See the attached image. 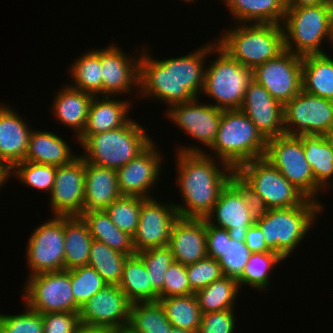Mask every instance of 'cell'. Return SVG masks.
I'll return each instance as SVG.
<instances>
[{
  "label": "cell",
  "mask_w": 333,
  "mask_h": 333,
  "mask_svg": "<svg viewBox=\"0 0 333 333\" xmlns=\"http://www.w3.org/2000/svg\"><path fill=\"white\" fill-rule=\"evenodd\" d=\"M145 50L149 49L143 45L140 56L139 97L156 99L160 103L162 101L168 108L195 98L202 100L199 95L204 86V62L210 54H216L215 43H206L185 56L162 60L155 59Z\"/></svg>",
  "instance_id": "1"
},
{
  "label": "cell",
  "mask_w": 333,
  "mask_h": 333,
  "mask_svg": "<svg viewBox=\"0 0 333 333\" xmlns=\"http://www.w3.org/2000/svg\"><path fill=\"white\" fill-rule=\"evenodd\" d=\"M201 148L180 145L175 155L176 184L183 198V205L175 204L179 217L205 219L235 173L224 161L211 157V153Z\"/></svg>",
  "instance_id": "2"
},
{
  "label": "cell",
  "mask_w": 333,
  "mask_h": 333,
  "mask_svg": "<svg viewBox=\"0 0 333 333\" xmlns=\"http://www.w3.org/2000/svg\"><path fill=\"white\" fill-rule=\"evenodd\" d=\"M146 129L130 119L124 126L94 135H81L76 141L84 148L85 162L118 170L144 152L154 141Z\"/></svg>",
  "instance_id": "3"
},
{
  "label": "cell",
  "mask_w": 333,
  "mask_h": 333,
  "mask_svg": "<svg viewBox=\"0 0 333 333\" xmlns=\"http://www.w3.org/2000/svg\"><path fill=\"white\" fill-rule=\"evenodd\" d=\"M217 37V44L252 71L285 50L281 24H236Z\"/></svg>",
  "instance_id": "4"
},
{
  "label": "cell",
  "mask_w": 333,
  "mask_h": 333,
  "mask_svg": "<svg viewBox=\"0 0 333 333\" xmlns=\"http://www.w3.org/2000/svg\"><path fill=\"white\" fill-rule=\"evenodd\" d=\"M268 140L240 109L223 110L211 150L234 170L265 155Z\"/></svg>",
  "instance_id": "5"
},
{
  "label": "cell",
  "mask_w": 333,
  "mask_h": 333,
  "mask_svg": "<svg viewBox=\"0 0 333 333\" xmlns=\"http://www.w3.org/2000/svg\"><path fill=\"white\" fill-rule=\"evenodd\" d=\"M324 207L320 202L307 199L301 206L269 209L256 224L267 247L285 260L307 237Z\"/></svg>",
  "instance_id": "6"
},
{
  "label": "cell",
  "mask_w": 333,
  "mask_h": 333,
  "mask_svg": "<svg viewBox=\"0 0 333 333\" xmlns=\"http://www.w3.org/2000/svg\"><path fill=\"white\" fill-rule=\"evenodd\" d=\"M281 25L285 50L294 54H325L322 44L333 46V4L286 8Z\"/></svg>",
  "instance_id": "7"
},
{
  "label": "cell",
  "mask_w": 333,
  "mask_h": 333,
  "mask_svg": "<svg viewBox=\"0 0 333 333\" xmlns=\"http://www.w3.org/2000/svg\"><path fill=\"white\" fill-rule=\"evenodd\" d=\"M214 42L217 57L206 66L201 94L216 101L212 105L222 110L240 109L253 72Z\"/></svg>",
  "instance_id": "8"
},
{
  "label": "cell",
  "mask_w": 333,
  "mask_h": 333,
  "mask_svg": "<svg viewBox=\"0 0 333 333\" xmlns=\"http://www.w3.org/2000/svg\"><path fill=\"white\" fill-rule=\"evenodd\" d=\"M264 158L300 190L308 199L320 202L324 191L316 182L305 158L302 136L283 134L268 139Z\"/></svg>",
  "instance_id": "9"
},
{
  "label": "cell",
  "mask_w": 333,
  "mask_h": 333,
  "mask_svg": "<svg viewBox=\"0 0 333 333\" xmlns=\"http://www.w3.org/2000/svg\"><path fill=\"white\" fill-rule=\"evenodd\" d=\"M235 173L269 209L301 206L308 199L264 157L242 164Z\"/></svg>",
  "instance_id": "10"
},
{
  "label": "cell",
  "mask_w": 333,
  "mask_h": 333,
  "mask_svg": "<svg viewBox=\"0 0 333 333\" xmlns=\"http://www.w3.org/2000/svg\"><path fill=\"white\" fill-rule=\"evenodd\" d=\"M332 128V100L302 90L284 105L285 134L327 136Z\"/></svg>",
  "instance_id": "11"
},
{
  "label": "cell",
  "mask_w": 333,
  "mask_h": 333,
  "mask_svg": "<svg viewBox=\"0 0 333 333\" xmlns=\"http://www.w3.org/2000/svg\"><path fill=\"white\" fill-rule=\"evenodd\" d=\"M27 278L22 297L29 308L41 314L75 312L69 270L39 273Z\"/></svg>",
  "instance_id": "12"
},
{
  "label": "cell",
  "mask_w": 333,
  "mask_h": 333,
  "mask_svg": "<svg viewBox=\"0 0 333 333\" xmlns=\"http://www.w3.org/2000/svg\"><path fill=\"white\" fill-rule=\"evenodd\" d=\"M64 216L53 215L30 235L26 246L29 276L65 270Z\"/></svg>",
  "instance_id": "13"
},
{
  "label": "cell",
  "mask_w": 333,
  "mask_h": 333,
  "mask_svg": "<svg viewBox=\"0 0 333 333\" xmlns=\"http://www.w3.org/2000/svg\"><path fill=\"white\" fill-rule=\"evenodd\" d=\"M261 84L283 106L302 91V56L284 50L253 71Z\"/></svg>",
  "instance_id": "14"
},
{
  "label": "cell",
  "mask_w": 333,
  "mask_h": 333,
  "mask_svg": "<svg viewBox=\"0 0 333 333\" xmlns=\"http://www.w3.org/2000/svg\"><path fill=\"white\" fill-rule=\"evenodd\" d=\"M139 217L136 232L132 237L136 253L168 246L171 229L179 217L175 204L146 198L141 204Z\"/></svg>",
  "instance_id": "15"
},
{
  "label": "cell",
  "mask_w": 333,
  "mask_h": 333,
  "mask_svg": "<svg viewBox=\"0 0 333 333\" xmlns=\"http://www.w3.org/2000/svg\"><path fill=\"white\" fill-rule=\"evenodd\" d=\"M131 304L118 285H106L81 306L80 323L110 331L127 327Z\"/></svg>",
  "instance_id": "16"
},
{
  "label": "cell",
  "mask_w": 333,
  "mask_h": 333,
  "mask_svg": "<svg viewBox=\"0 0 333 333\" xmlns=\"http://www.w3.org/2000/svg\"><path fill=\"white\" fill-rule=\"evenodd\" d=\"M118 45L110 44L100 48L102 96L116 97L125 93L128 95V92L131 94L133 90L139 95L141 53H134L129 57Z\"/></svg>",
  "instance_id": "17"
},
{
  "label": "cell",
  "mask_w": 333,
  "mask_h": 333,
  "mask_svg": "<svg viewBox=\"0 0 333 333\" xmlns=\"http://www.w3.org/2000/svg\"><path fill=\"white\" fill-rule=\"evenodd\" d=\"M166 119L185 131L195 141L210 149L216 139L223 110L212 104L201 103L198 98L176 104L165 110ZM208 147V148H207Z\"/></svg>",
  "instance_id": "18"
},
{
  "label": "cell",
  "mask_w": 333,
  "mask_h": 333,
  "mask_svg": "<svg viewBox=\"0 0 333 333\" xmlns=\"http://www.w3.org/2000/svg\"><path fill=\"white\" fill-rule=\"evenodd\" d=\"M85 161L78 156L71 163L56 167L55 181L49 194L51 212L58 216L83 213Z\"/></svg>",
  "instance_id": "19"
},
{
  "label": "cell",
  "mask_w": 333,
  "mask_h": 333,
  "mask_svg": "<svg viewBox=\"0 0 333 333\" xmlns=\"http://www.w3.org/2000/svg\"><path fill=\"white\" fill-rule=\"evenodd\" d=\"M156 145L153 142L139 156L116 170L118 186L122 196L153 198L150 191L159 181L162 163L164 162L162 159L164 156H162L160 150H157Z\"/></svg>",
  "instance_id": "20"
},
{
  "label": "cell",
  "mask_w": 333,
  "mask_h": 333,
  "mask_svg": "<svg viewBox=\"0 0 333 333\" xmlns=\"http://www.w3.org/2000/svg\"><path fill=\"white\" fill-rule=\"evenodd\" d=\"M240 110L267 140L285 134L284 106L255 80L250 82Z\"/></svg>",
  "instance_id": "21"
},
{
  "label": "cell",
  "mask_w": 333,
  "mask_h": 333,
  "mask_svg": "<svg viewBox=\"0 0 333 333\" xmlns=\"http://www.w3.org/2000/svg\"><path fill=\"white\" fill-rule=\"evenodd\" d=\"M241 192L229 181L205 220L228 230L231 239L244 242L248 228L254 224Z\"/></svg>",
  "instance_id": "22"
},
{
  "label": "cell",
  "mask_w": 333,
  "mask_h": 333,
  "mask_svg": "<svg viewBox=\"0 0 333 333\" xmlns=\"http://www.w3.org/2000/svg\"><path fill=\"white\" fill-rule=\"evenodd\" d=\"M168 247L171 249L174 261L183 265L207 257L206 220L178 217L171 229Z\"/></svg>",
  "instance_id": "23"
},
{
  "label": "cell",
  "mask_w": 333,
  "mask_h": 333,
  "mask_svg": "<svg viewBox=\"0 0 333 333\" xmlns=\"http://www.w3.org/2000/svg\"><path fill=\"white\" fill-rule=\"evenodd\" d=\"M207 256L218 260L224 276L238 280L248 263L251 251L244 242L231 239L228 230L206 221Z\"/></svg>",
  "instance_id": "24"
},
{
  "label": "cell",
  "mask_w": 333,
  "mask_h": 333,
  "mask_svg": "<svg viewBox=\"0 0 333 333\" xmlns=\"http://www.w3.org/2000/svg\"><path fill=\"white\" fill-rule=\"evenodd\" d=\"M7 104H0V161L13 168L24 161L32 129L25 118Z\"/></svg>",
  "instance_id": "25"
},
{
  "label": "cell",
  "mask_w": 333,
  "mask_h": 333,
  "mask_svg": "<svg viewBox=\"0 0 333 333\" xmlns=\"http://www.w3.org/2000/svg\"><path fill=\"white\" fill-rule=\"evenodd\" d=\"M121 196L115 169L85 162L83 212L105 210Z\"/></svg>",
  "instance_id": "26"
},
{
  "label": "cell",
  "mask_w": 333,
  "mask_h": 333,
  "mask_svg": "<svg viewBox=\"0 0 333 333\" xmlns=\"http://www.w3.org/2000/svg\"><path fill=\"white\" fill-rule=\"evenodd\" d=\"M61 87L63 89L60 88L54 97L52 115L61 125L73 129L76 133L75 139H78L86 127L89 106L94 95L73 88L68 83Z\"/></svg>",
  "instance_id": "27"
},
{
  "label": "cell",
  "mask_w": 333,
  "mask_h": 333,
  "mask_svg": "<svg viewBox=\"0 0 333 333\" xmlns=\"http://www.w3.org/2000/svg\"><path fill=\"white\" fill-rule=\"evenodd\" d=\"M94 96L91 100L86 127L82 135H94L124 126L129 120L132 104L110 96Z\"/></svg>",
  "instance_id": "28"
},
{
  "label": "cell",
  "mask_w": 333,
  "mask_h": 333,
  "mask_svg": "<svg viewBox=\"0 0 333 333\" xmlns=\"http://www.w3.org/2000/svg\"><path fill=\"white\" fill-rule=\"evenodd\" d=\"M78 156L59 135L32 129L24 161L59 167L71 163Z\"/></svg>",
  "instance_id": "29"
},
{
  "label": "cell",
  "mask_w": 333,
  "mask_h": 333,
  "mask_svg": "<svg viewBox=\"0 0 333 333\" xmlns=\"http://www.w3.org/2000/svg\"><path fill=\"white\" fill-rule=\"evenodd\" d=\"M223 5L235 24H282L286 14L285 0H225Z\"/></svg>",
  "instance_id": "30"
},
{
  "label": "cell",
  "mask_w": 333,
  "mask_h": 333,
  "mask_svg": "<svg viewBox=\"0 0 333 333\" xmlns=\"http://www.w3.org/2000/svg\"><path fill=\"white\" fill-rule=\"evenodd\" d=\"M302 90L333 101V58L330 55L302 56Z\"/></svg>",
  "instance_id": "31"
},
{
  "label": "cell",
  "mask_w": 333,
  "mask_h": 333,
  "mask_svg": "<svg viewBox=\"0 0 333 333\" xmlns=\"http://www.w3.org/2000/svg\"><path fill=\"white\" fill-rule=\"evenodd\" d=\"M65 270L88 265L93 238L81 216H64Z\"/></svg>",
  "instance_id": "32"
},
{
  "label": "cell",
  "mask_w": 333,
  "mask_h": 333,
  "mask_svg": "<svg viewBox=\"0 0 333 333\" xmlns=\"http://www.w3.org/2000/svg\"><path fill=\"white\" fill-rule=\"evenodd\" d=\"M118 286L131 303L159 300V294L152 288L148 270L137 253L126 259Z\"/></svg>",
  "instance_id": "33"
},
{
  "label": "cell",
  "mask_w": 333,
  "mask_h": 333,
  "mask_svg": "<svg viewBox=\"0 0 333 333\" xmlns=\"http://www.w3.org/2000/svg\"><path fill=\"white\" fill-rule=\"evenodd\" d=\"M87 223L93 240L103 242L110 248L125 255H134L132 236L121 231L108 216L105 210L88 211L80 215Z\"/></svg>",
  "instance_id": "34"
},
{
  "label": "cell",
  "mask_w": 333,
  "mask_h": 333,
  "mask_svg": "<svg viewBox=\"0 0 333 333\" xmlns=\"http://www.w3.org/2000/svg\"><path fill=\"white\" fill-rule=\"evenodd\" d=\"M305 158L315 182L324 190L333 184V145L327 136H302ZM332 183V184H331Z\"/></svg>",
  "instance_id": "35"
},
{
  "label": "cell",
  "mask_w": 333,
  "mask_h": 333,
  "mask_svg": "<svg viewBox=\"0 0 333 333\" xmlns=\"http://www.w3.org/2000/svg\"><path fill=\"white\" fill-rule=\"evenodd\" d=\"M70 75L74 80L69 84L73 88L88 92L94 96H102V69L100 49L87 50L85 54L76 58L70 67Z\"/></svg>",
  "instance_id": "36"
},
{
  "label": "cell",
  "mask_w": 333,
  "mask_h": 333,
  "mask_svg": "<svg viewBox=\"0 0 333 333\" xmlns=\"http://www.w3.org/2000/svg\"><path fill=\"white\" fill-rule=\"evenodd\" d=\"M239 290L238 281L235 278L223 276L194 294L204 314L235 308Z\"/></svg>",
  "instance_id": "37"
},
{
  "label": "cell",
  "mask_w": 333,
  "mask_h": 333,
  "mask_svg": "<svg viewBox=\"0 0 333 333\" xmlns=\"http://www.w3.org/2000/svg\"><path fill=\"white\" fill-rule=\"evenodd\" d=\"M172 326L198 332L202 312L195 294L165 297L158 300Z\"/></svg>",
  "instance_id": "38"
},
{
  "label": "cell",
  "mask_w": 333,
  "mask_h": 333,
  "mask_svg": "<svg viewBox=\"0 0 333 333\" xmlns=\"http://www.w3.org/2000/svg\"><path fill=\"white\" fill-rule=\"evenodd\" d=\"M136 333H169L172 324L159 301L132 303L129 325Z\"/></svg>",
  "instance_id": "39"
},
{
  "label": "cell",
  "mask_w": 333,
  "mask_h": 333,
  "mask_svg": "<svg viewBox=\"0 0 333 333\" xmlns=\"http://www.w3.org/2000/svg\"><path fill=\"white\" fill-rule=\"evenodd\" d=\"M128 256L103 242L93 240L88 265L92 266L108 285H119Z\"/></svg>",
  "instance_id": "40"
},
{
  "label": "cell",
  "mask_w": 333,
  "mask_h": 333,
  "mask_svg": "<svg viewBox=\"0 0 333 333\" xmlns=\"http://www.w3.org/2000/svg\"><path fill=\"white\" fill-rule=\"evenodd\" d=\"M285 261L276 252L252 253L248 263L237 280L239 288L244 286L252 287L258 291H265L269 288L271 271Z\"/></svg>",
  "instance_id": "41"
},
{
  "label": "cell",
  "mask_w": 333,
  "mask_h": 333,
  "mask_svg": "<svg viewBox=\"0 0 333 333\" xmlns=\"http://www.w3.org/2000/svg\"><path fill=\"white\" fill-rule=\"evenodd\" d=\"M69 274L75 298V313H79L83 304L108 285L101 275L90 265L70 269Z\"/></svg>",
  "instance_id": "42"
},
{
  "label": "cell",
  "mask_w": 333,
  "mask_h": 333,
  "mask_svg": "<svg viewBox=\"0 0 333 333\" xmlns=\"http://www.w3.org/2000/svg\"><path fill=\"white\" fill-rule=\"evenodd\" d=\"M145 199L136 196H121L105 211L121 231L133 237L139 223L141 204Z\"/></svg>",
  "instance_id": "43"
},
{
  "label": "cell",
  "mask_w": 333,
  "mask_h": 333,
  "mask_svg": "<svg viewBox=\"0 0 333 333\" xmlns=\"http://www.w3.org/2000/svg\"><path fill=\"white\" fill-rule=\"evenodd\" d=\"M56 167L29 161L17 163L12 168V175L27 187L50 194L54 186Z\"/></svg>",
  "instance_id": "44"
},
{
  "label": "cell",
  "mask_w": 333,
  "mask_h": 333,
  "mask_svg": "<svg viewBox=\"0 0 333 333\" xmlns=\"http://www.w3.org/2000/svg\"><path fill=\"white\" fill-rule=\"evenodd\" d=\"M137 254L148 270L152 288L159 293L163 289L164 273L174 261L171 249L168 246L150 248Z\"/></svg>",
  "instance_id": "45"
},
{
  "label": "cell",
  "mask_w": 333,
  "mask_h": 333,
  "mask_svg": "<svg viewBox=\"0 0 333 333\" xmlns=\"http://www.w3.org/2000/svg\"><path fill=\"white\" fill-rule=\"evenodd\" d=\"M20 314H0V333H43L42 314L24 306Z\"/></svg>",
  "instance_id": "46"
},
{
  "label": "cell",
  "mask_w": 333,
  "mask_h": 333,
  "mask_svg": "<svg viewBox=\"0 0 333 333\" xmlns=\"http://www.w3.org/2000/svg\"><path fill=\"white\" fill-rule=\"evenodd\" d=\"M186 272L191 290L194 293L224 276L218 260L208 256L186 265Z\"/></svg>",
  "instance_id": "47"
},
{
  "label": "cell",
  "mask_w": 333,
  "mask_h": 333,
  "mask_svg": "<svg viewBox=\"0 0 333 333\" xmlns=\"http://www.w3.org/2000/svg\"><path fill=\"white\" fill-rule=\"evenodd\" d=\"M158 294L159 299L194 294L188 281L186 265L177 261L172 262L164 273L163 289Z\"/></svg>",
  "instance_id": "48"
},
{
  "label": "cell",
  "mask_w": 333,
  "mask_h": 333,
  "mask_svg": "<svg viewBox=\"0 0 333 333\" xmlns=\"http://www.w3.org/2000/svg\"><path fill=\"white\" fill-rule=\"evenodd\" d=\"M234 313L233 308L202 314L198 333H234L237 328Z\"/></svg>",
  "instance_id": "49"
},
{
  "label": "cell",
  "mask_w": 333,
  "mask_h": 333,
  "mask_svg": "<svg viewBox=\"0 0 333 333\" xmlns=\"http://www.w3.org/2000/svg\"><path fill=\"white\" fill-rule=\"evenodd\" d=\"M43 333H74L81 325L79 313L50 312L42 314Z\"/></svg>",
  "instance_id": "50"
},
{
  "label": "cell",
  "mask_w": 333,
  "mask_h": 333,
  "mask_svg": "<svg viewBox=\"0 0 333 333\" xmlns=\"http://www.w3.org/2000/svg\"><path fill=\"white\" fill-rule=\"evenodd\" d=\"M230 182L241 192L248 206V213L252 221L254 223L260 221L269 211L264 200L236 173L230 177Z\"/></svg>",
  "instance_id": "51"
},
{
  "label": "cell",
  "mask_w": 333,
  "mask_h": 333,
  "mask_svg": "<svg viewBox=\"0 0 333 333\" xmlns=\"http://www.w3.org/2000/svg\"><path fill=\"white\" fill-rule=\"evenodd\" d=\"M244 243L251 253L273 252L267 247L263 233L256 223L248 228Z\"/></svg>",
  "instance_id": "52"
},
{
  "label": "cell",
  "mask_w": 333,
  "mask_h": 333,
  "mask_svg": "<svg viewBox=\"0 0 333 333\" xmlns=\"http://www.w3.org/2000/svg\"><path fill=\"white\" fill-rule=\"evenodd\" d=\"M321 4H332L330 0H285L286 8L307 7Z\"/></svg>",
  "instance_id": "53"
},
{
  "label": "cell",
  "mask_w": 333,
  "mask_h": 333,
  "mask_svg": "<svg viewBox=\"0 0 333 333\" xmlns=\"http://www.w3.org/2000/svg\"><path fill=\"white\" fill-rule=\"evenodd\" d=\"M12 177V168L2 161H0V189L7 183V180Z\"/></svg>",
  "instance_id": "54"
},
{
  "label": "cell",
  "mask_w": 333,
  "mask_h": 333,
  "mask_svg": "<svg viewBox=\"0 0 333 333\" xmlns=\"http://www.w3.org/2000/svg\"><path fill=\"white\" fill-rule=\"evenodd\" d=\"M74 333H111V331L102 327H94L81 324Z\"/></svg>",
  "instance_id": "55"
},
{
  "label": "cell",
  "mask_w": 333,
  "mask_h": 333,
  "mask_svg": "<svg viewBox=\"0 0 333 333\" xmlns=\"http://www.w3.org/2000/svg\"><path fill=\"white\" fill-rule=\"evenodd\" d=\"M111 333H136V332H134L130 327L127 326V327L115 329V330L111 331Z\"/></svg>",
  "instance_id": "56"
},
{
  "label": "cell",
  "mask_w": 333,
  "mask_h": 333,
  "mask_svg": "<svg viewBox=\"0 0 333 333\" xmlns=\"http://www.w3.org/2000/svg\"><path fill=\"white\" fill-rule=\"evenodd\" d=\"M169 333H198V332H194V331H189V330H185V329H181V328H177V327H172V329L169 331Z\"/></svg>",
  "instance_id": "57"
},
{
  "label": "cell",
  "mask_w": 333,
  "mask_h": 333,
  "mask_svg": "<svg viewBox=\"0 0 333 333\" xmlns=\"http://www.w3.org/2000/svg\"><path fill=\"white\" fill-rule=\"evenodd\" d=\"M327 138L331 141L332 145H333V128L331 129V131L328 133Z\"/></svg>",
  "instance_id": "58"
},
{
  "label": "cell",
  "mask_w": 333,
  "mask_h": 333,
  "mask_svg": "<svg viewBox=\"0 0 333 333\" xmlns=\"http://www.w3.org/2000/svg\"><path fill=\"white\" fill-rule=\"evenodd\" d=\"M183 1H185V3H193V2H195V0H183Z\"/></svg>",
  "instance_id": "59"
}]
</instances>
